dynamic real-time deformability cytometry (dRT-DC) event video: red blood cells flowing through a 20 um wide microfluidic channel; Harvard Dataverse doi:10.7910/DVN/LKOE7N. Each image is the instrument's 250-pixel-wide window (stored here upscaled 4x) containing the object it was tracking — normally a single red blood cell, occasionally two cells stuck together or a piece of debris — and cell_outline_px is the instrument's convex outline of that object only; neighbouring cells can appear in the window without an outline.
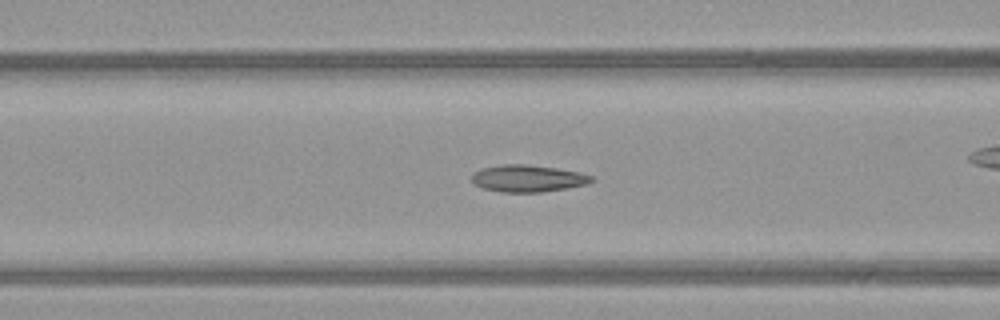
{"species": "common noctule bat (a hibernating species)", "species_latin": "Nyctalus noctula", "temperature_condition": "warm", "stored_images_in_passage": 40, "camera_frame_rate_fps": 3000, "um_per_image_px": 0.085, "animal": {"sex": "female", "body_mass_g": 21.9}, "frame": {"image": 1, "passage_image": 16, "time_ms": 5.0, "image_size_px": [1000, 320], "cell_outline_px": [[596, 180], [588, 184], [540, 192], [500, 192], [484, 188], [476, 184], [472, 180], [472, 172], [480, 168], [500, 164], [524, 164], [556, 168], [580, 172], [592, 176]], "centroid_in_image_um": [44.86, 15.15], "position_along_channel_um": 121.7, "area_um2": 18.84}}
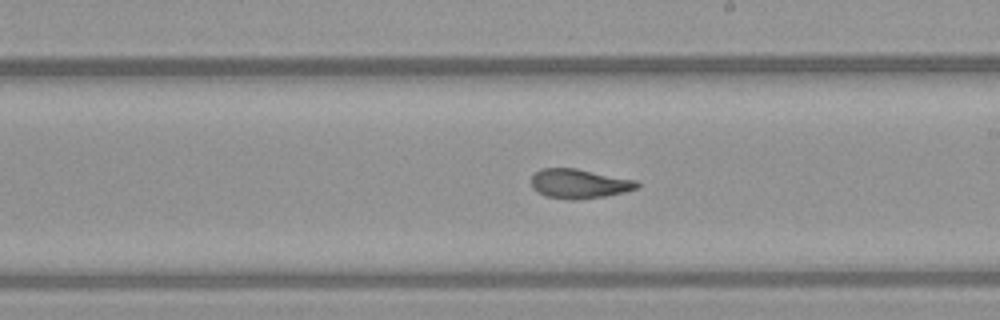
{"frame": {"image": 2, "passage_image": 25, "time_ms": 8.0, "image_size_px": [1000, 320], "cell_outline_px": [[640, 188], [624, 192], [604, 196], [576, 200], [568, 200], [544, 196], [536, 192], [532, 188], [532, 176], [540, 168], [576, 168], [636, 180], [640, 184]], "centroid_in_image_um": [49.22, 15.62], "position_along_channel_um": 239.8, "area_um2": 18.32}}
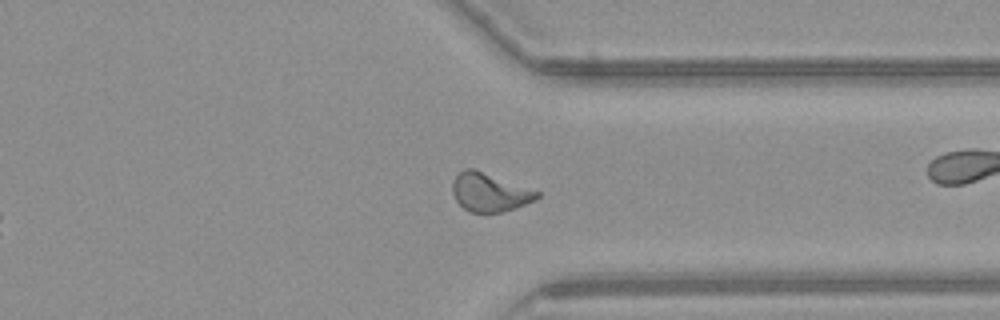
{"frame": {"image": 3, "passage_image": 35, "time_ms": 11.333, "image_size_px": [1000, 320], "cell_outline_px": [[540, 196], [536, 200], [516, 208], [500, 212], [468, 212], [456, 200], [452, 192], [452, 180], [464, 168], [472, 168], [540, 192]], "centroid_in_image_um": [41.6, 16.35], "position_along_channel_um": 369.8, "area_um2": 18.79}, "authors_computed_cell_mechanics": {"area_um2": 18.6405, "velocity_mm_per_s": 3.9274, "shape_relaxation_time_tau1_ms": null, "shape_relaxation_time_tau2_ms": 1.4771, "deformation_change_tau1": null, "deformation_change_tau2": 0.0764}}